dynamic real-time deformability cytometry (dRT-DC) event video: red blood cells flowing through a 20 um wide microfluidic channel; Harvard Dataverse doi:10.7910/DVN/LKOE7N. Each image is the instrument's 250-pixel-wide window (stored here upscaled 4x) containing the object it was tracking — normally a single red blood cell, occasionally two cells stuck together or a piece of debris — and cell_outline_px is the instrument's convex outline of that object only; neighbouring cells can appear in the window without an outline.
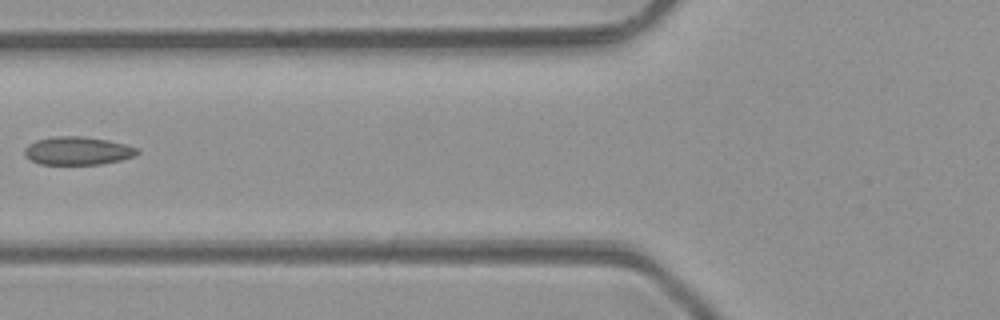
{"species": "common noctule bat (a hibernating species)", "species_latin": "Nyctalus noctula", "temperature_condition": "room temperature", "stored_images_in_passage": 6, "camera_frame_rate_fps": 3000, "um_per_image_px": 0.085, "animal": {"sex": "male", "body_mass_g": 23.1, "forearm_length_mm": 52.7}, "frame": {"image": 1, "passage_image": 6, "time_ms": 5.667, "image_size_px": [1000, 320], "cell_outline_px": [[140, 152], [132, 156], [120, 160], [100, 164], [40, 164], [28, 160], [24, 156], [24, 148], [28, 144], [36, 140], [56, 136], [84, 136], [108, 140], [140, 148]], "centroid_in_image_um": [6.56, 12.81], "position_along_channel_um": 119.2, "area_um2": 18.61}}